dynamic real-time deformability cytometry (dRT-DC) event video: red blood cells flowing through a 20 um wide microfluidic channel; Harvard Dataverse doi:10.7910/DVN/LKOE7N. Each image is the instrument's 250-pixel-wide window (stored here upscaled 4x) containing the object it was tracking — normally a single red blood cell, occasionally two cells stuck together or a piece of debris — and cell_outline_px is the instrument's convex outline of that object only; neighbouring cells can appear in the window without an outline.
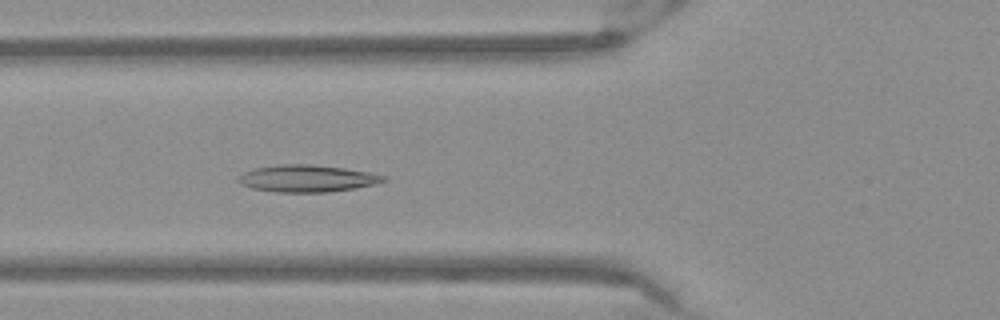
{"species": "Egyptian fruit bat (a non-hibernating species)", "species_latin": "Rousettus aegyptiacus", "temperature_condition": "warm", "stored_images_in_passage": 45, "camera_frame_rate_fps": 3000, "um_per_image_px": 0.085, "frame": {"image": 1, "passage_image": 12, "time_ms": 3.667, "image_size_px": [1000, 320], "cell_outline_px": [[388, 180], [376, 184], [356, 188], [328, 192], [276, 192], [252, 188], [240, 184], [236, 180], [236, 176], [252, 168], [280, 164], [312, 164], [344, 168], [368, 172], [384, 176]], "centroid_in_image_um": [26.06, 15.16], "position_along_channel_um": 99.7, "area_um2": 23.06}}
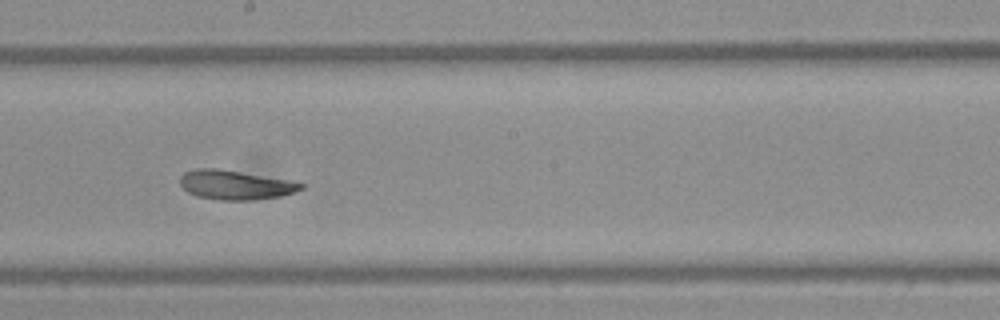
{"frame": {"image": 2, "passage_image": 22, "time_ms": 7.0, "image_size_px": [1000, 320], "cell_outline_px": [[304, 188], [296, 192], [280, 196], [252, 200], [220, 200], [196, 196], [188, 192], [180, 184], [180, 176], [184, 172], [196, 168], [216, 168], [240, 172], [284, 180], [304, 184]], "centroid_in_image_um": [19.94, 15.72], "position_along_channel_um": 228.3, "area_um2": 20.35}}
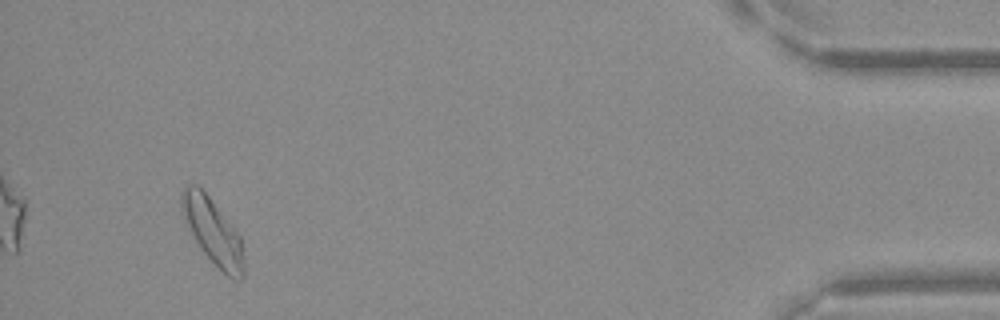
{"frame": {"image": 3, "passage_image": 42, "time_ms": 13.667, "image_size_px": [1000, 320], "cell_outline_px": [[244, 276], [240, 280], [228, 276], [204, 252], [196, 240], [180, 212], [180, 196], [184, 184], [196, 184], [208, 196], [240, 236], [244, 256]], "centroid_in_image_um": [18.06, 19.63], "position_along_channel_um": 417.1, "area_um2": 23.29}}